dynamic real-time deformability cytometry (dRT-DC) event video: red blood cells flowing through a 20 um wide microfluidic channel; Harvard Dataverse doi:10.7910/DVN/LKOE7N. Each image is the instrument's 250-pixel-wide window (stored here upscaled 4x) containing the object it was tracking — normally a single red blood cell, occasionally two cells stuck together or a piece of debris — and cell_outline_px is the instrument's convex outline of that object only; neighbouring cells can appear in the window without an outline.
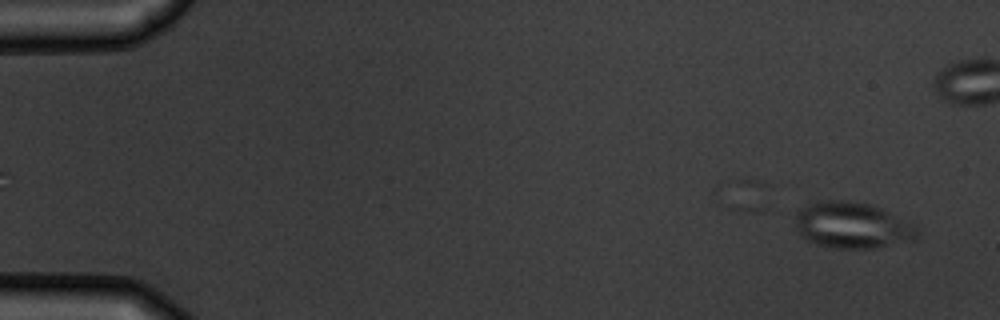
{"species": "common noctule bat (a hibernating species)", "species_latin": "Nyctalus noctula", "temperature_condition": "warm", "stored_images_in_passage": 2, "camera_frame_rate_fps": 3000, "um_per_image_px": 0.085, "animal": {"sex": "male", "body_mass_g": 19.5, "forearm_length_mm": 54.6}, "frame": {"image": 1, "passage_image": 2, "time_ms": 1.333, "image_size_px": [1000, 320], "cell_outline_px": [[920, 232], [916, 240], [872, 248], [836, 248], [816, 244], [800, 236], [796, 228], [796, 212], [800, 208], [808, 204], [824, 200], [848, 200], [872, 204], [884, 208], [920, 228]], "centroid_in_image_um": [72.47, 19.14], "position_along_channel_um": 12.5, "area_um2": 33.29}}